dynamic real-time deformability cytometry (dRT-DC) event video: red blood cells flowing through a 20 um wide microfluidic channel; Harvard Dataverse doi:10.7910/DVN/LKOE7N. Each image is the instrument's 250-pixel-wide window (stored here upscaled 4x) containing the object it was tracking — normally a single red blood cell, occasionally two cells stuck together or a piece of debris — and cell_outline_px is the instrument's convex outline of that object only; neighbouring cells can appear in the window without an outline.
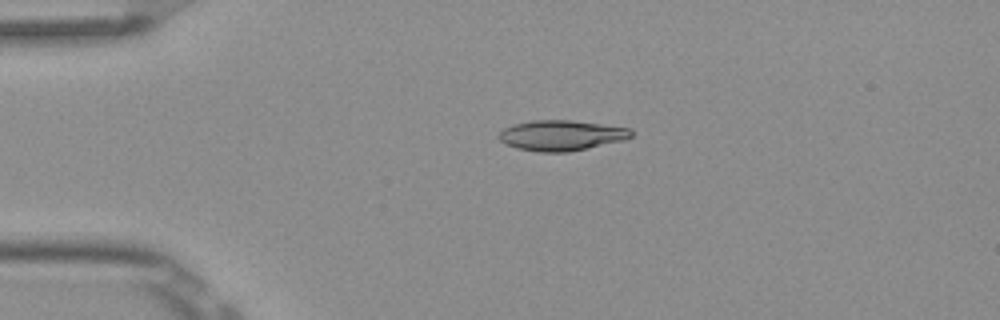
{"species": "Egyptian fruit bat (a non-hibernating species)", "species_latin": "Rousettus aegyptiacus", "temperature_condition": "room temperature", "stored_images_in_passage": 5, "camera_frame_rate_fps": 3000, "um_per_image_px": 0.085, "frame": {"image": 1, "passage_image": 4, "time_ms": 1.0, "image_size_px": [1000, 320], "cell_outline_px": [[632, 136], [624, 140], [588, 148], [568, 152], [540, 152], [516, 148], [504, 144], [496, 136], [504, 128], [516, 124], [532, 120], [572, 120], [628, 128], [632, 132]], "centroid_in_image_um": [47.67, 11.51], "position_along_channel_um": 37.3, "area_um2": 23.35}}